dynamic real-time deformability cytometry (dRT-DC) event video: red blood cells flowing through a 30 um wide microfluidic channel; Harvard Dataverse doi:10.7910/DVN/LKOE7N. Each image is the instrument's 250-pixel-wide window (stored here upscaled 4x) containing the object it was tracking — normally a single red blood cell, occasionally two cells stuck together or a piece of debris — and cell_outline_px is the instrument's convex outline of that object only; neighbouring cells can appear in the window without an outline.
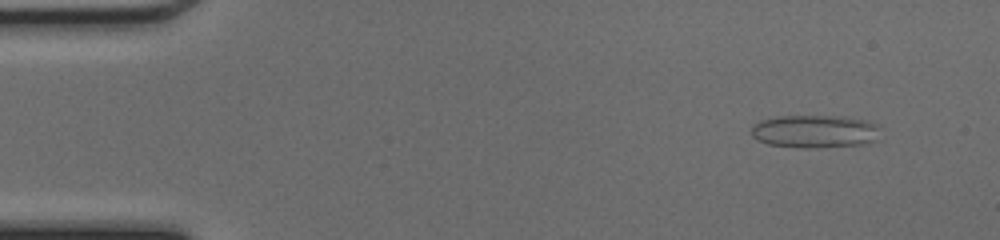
{"species": "common noctule bat (a hibernating species)", "species_latin": "Nyctalus noctula", "temperature_condition": "cold", "stored_images_in_passage": 48, "camera_frame_rate_fps": 3000, "um_per_image_px": 0.085, "animal": {"sex": "female", "body_mass_g": 17.0, "forearm_length_mm": 48.0}, "frame": {"image": 1, "passage_image": 4, "time_ms": 1.0, "image_size_px": [1000, 240], "cell_outline_px": [[880, 128], [872, 140], [860, 144], [808, 148], [804, 148], [768, 144], [756, 140], [752, 136], [752, 124], [760, 120], [776, 116], [844, 116], [868, 120], [876, 124]], "centroid_in_image_um": [69.19, 11.15], "position_along_channel_um": 15.8, "area_um2": 24.62}}
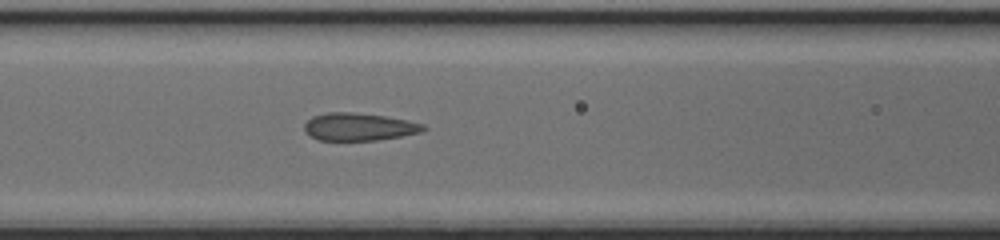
{"frame": {"image": 2, "passage_image": 20, "time_ms": 6.333, "image_size_px": [1000, 240], "cell_outline_px": [[428, 128], [420, 132], [400, 136], [376, 140], [316, 140], [308, 136], [304, 132], [304, 124], [312, 116], [328, 112], [352, 112], [384, 116], [408, 120], [424, 124]], "centroid_in_image_um": [30.47, 10.78], "position_along_channel_um": 136.1, "area_um2": 19.25}}
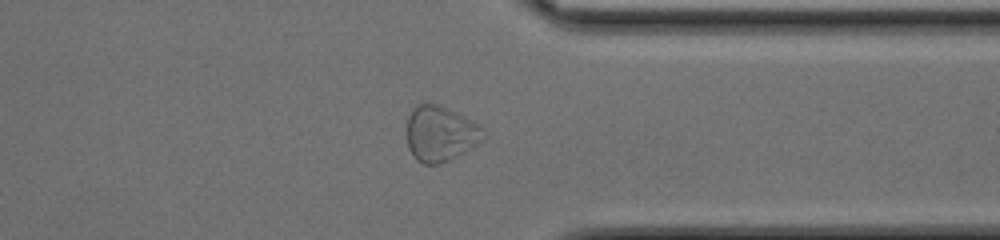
{"frame": {"image": 3, "passage_image": 37, "time_ms": 12.0, "image_size_px": [1000, 240], "cell_outline_px": [[484, 140], [472, 148], [440, 164], [424, 164], [416, 160], [408, 148], [408, 116], [412, 108], [416, 104], [436, 104], [456, 112], [480, 124], [484, 136]], "centroid_in_image_um": [37.43, 11.37], "position_along_channel_um": 374.0, "area_um2": 24.62}, "authors_computed_cell_mechanics": {"area_um2": 21.4727, "velocity_mm_per_s": 4.2659, "shape_relaxation_time_tau1_ms": null, "shape_relaxation_time_tau2_ms": 0.9081, "deformation_change_tau1": null, "deformation_change_tau2": 0.0705}}